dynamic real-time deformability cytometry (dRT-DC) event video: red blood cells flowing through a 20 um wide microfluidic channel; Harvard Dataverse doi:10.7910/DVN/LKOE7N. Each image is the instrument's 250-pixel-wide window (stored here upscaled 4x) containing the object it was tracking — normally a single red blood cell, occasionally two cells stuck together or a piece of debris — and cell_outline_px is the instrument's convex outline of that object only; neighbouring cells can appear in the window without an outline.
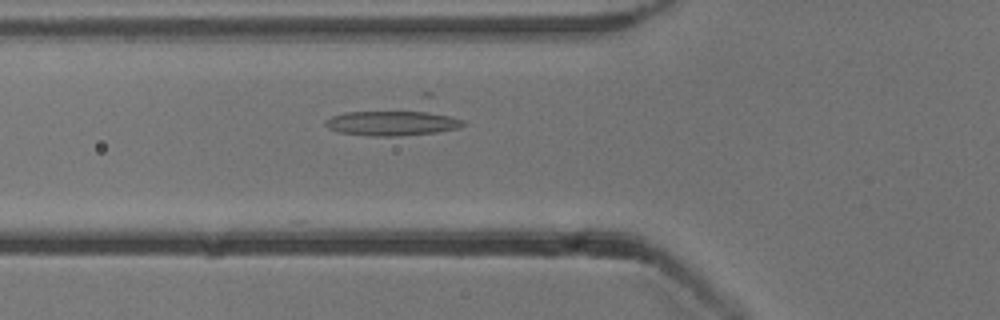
{"species": "common noctule bat (a hibernating species)", "species_latin": "Nyctalus noctula", "temperature_condition": "cold", "stored_images_in_passage": 48, "camera_frame_rate_fps": 3000, "um_per_image_px": 0.085, "animal": {"sex": "male", "body_mass_g": 13.3}, "frame": {"image": 1, "passage_image": 15, "time_ms": 4.667, "image_size_px": [1000, 320], "cell_outline_px": [[464, 124], [460, 128], [436, 132], [392, 136], [372, 136], [336, 132], [328, 128], [324, 124], [324, 120], [332, 116], [344, 112], [416, 108], [420, 108], [452, 116], [464, 120]], "centroid_in_image_um": [33.35, 10.4], "position_along_channel_um": 92.4, "area_um2": 21.27}}
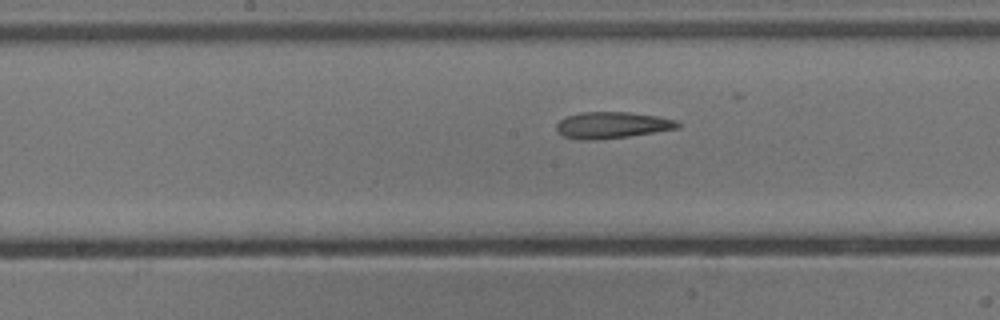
{"frame": {"image": 2, "passage_image": 23, "time_ms": 7.333, "image_size_px": [1000, 320], "cell_outline_px": [[680, 128], [656, 132], [628, 136], [596, 140], [580, 140], [564, 136], [556, 128], [556, 124], [564, 116], [580, 112], [628, 112], [656, 116], [676, 120], [680, 124]], "centroid_in_image_um": [52.01, 10.63], "position_along_channel_um": 196.2, "area_um2": 18.73}}
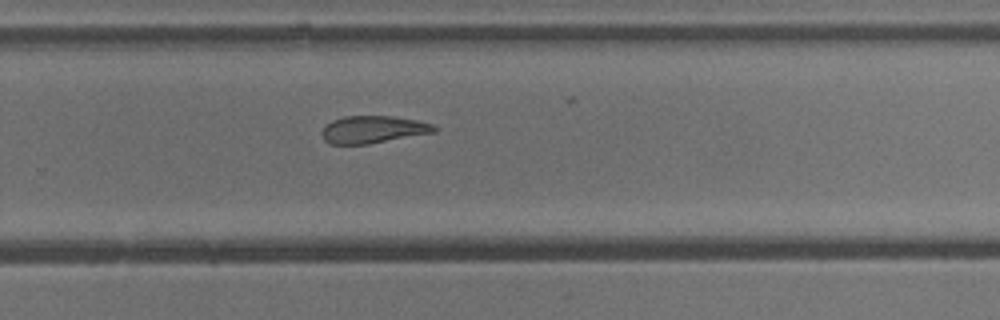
{"frame": {"image": 3, "passage_image": 31, "time_ms": 10.0, "image_size_px": [1000, 320], "cell_outline_px": [[436, 132], [368, 144], [328, 144], [324, 140], [320, 132], [332, 120], [344, 116], [392, 116], [416, 120], [432, 124], [436, 128]], "centroid_in_image_um": [31.68, 11.01], "position_along_channel_um": 298.1, "area_um2": 17.86}, "authors_computed_cell_mechanics": {"area_um2": 18.7272, "velocity_mm_per_s": 3.8495, "shape_relaxation_time_tau1_ms": null, "shape_relaxation_time_tau2_ms": 4.7416, "deformation_change_tau1": null, "deformation_change_tau2": 0.1521}}